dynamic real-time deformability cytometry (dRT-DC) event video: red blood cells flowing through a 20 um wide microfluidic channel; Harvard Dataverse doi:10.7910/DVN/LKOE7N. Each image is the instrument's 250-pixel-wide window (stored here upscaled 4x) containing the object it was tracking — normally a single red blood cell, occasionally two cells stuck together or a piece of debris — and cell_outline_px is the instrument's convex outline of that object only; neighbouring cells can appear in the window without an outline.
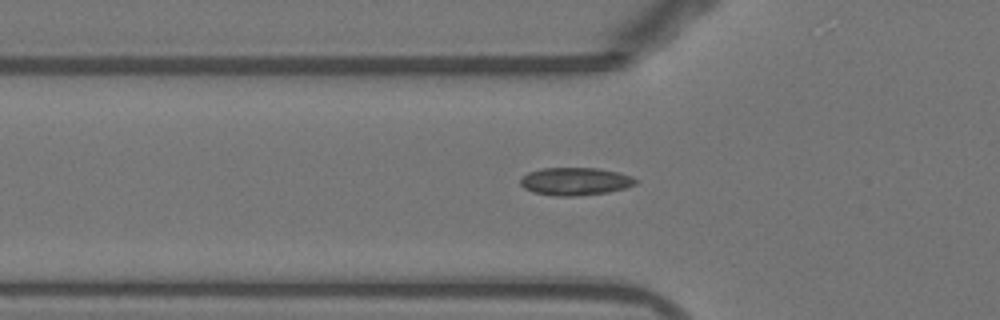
{"species": "Egyptian fruit bat (a non-hibernating species)", "species_latin": "Rousettus aegyptiacus", "temperature_condition": "warm", "stored_images_in_passage": 53, "segment_of_instrument_passage": [1, 2], "camera_frame_rate_fps": 3000, "um_per_image_px": 0.085, "animal": {"sex": "female"}, "frame": {"image": 1, "passage_image": 17, "time_ms": 5.333, "image_size_px": [1000, 320], "cell_outline_px": [[640, 180], [636, 184], [624, 188], [608, 192], [576, 196], [556, 196], [532, 192], [524, 188], [520, 184], [520, 180], [528, 172], [540, 168], [600, 168], [620, 172], [632, 176]], "centroid_in_image_um": [48.92, 15.41], "position_along_channel_um": 76.9, "area_um2": 18.84}}
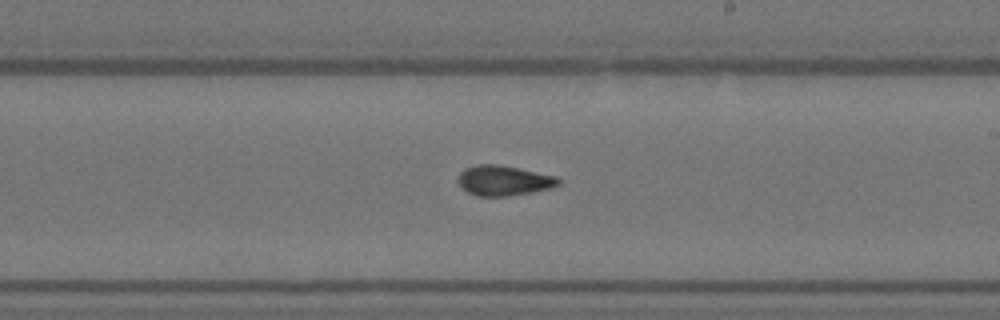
{"frame": {"image": 2, "passage_image": 30, "time_ms": 9.667, "image_size_px": [1000, 320], "cell_outline_px": [[560, 184], [552, 188], [532, 192], [508, 196], [476, 196], [468, 192], [456, 180], [460, 172], [464, 168], [476, 164], [500, 164], [556, 176], [560, 180]], "centroid_in_image_um": [42.81, 15.34], "position_along_channel_um": 246.2, "area_um2": 17.74}}
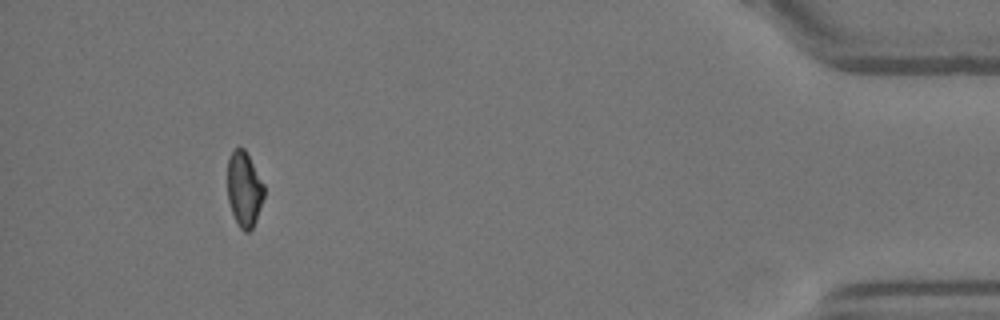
{"frame": {"image": 3, "passage_image": 48, "time_ms": 15.667, "image_size_px": [1000, 320], "cell_outline_px": [[264, 196], [256, 220], [252, 228], [248, 232], [244, 232], [240, 228], [232, 212], [228, 200], [228, 156], [236, 148], [244, 148], [264, 184]], "centroid_in_image_um": [20.76, 16.08], "position_along_channel_um": 414.4, "area_um2": 15.84}}